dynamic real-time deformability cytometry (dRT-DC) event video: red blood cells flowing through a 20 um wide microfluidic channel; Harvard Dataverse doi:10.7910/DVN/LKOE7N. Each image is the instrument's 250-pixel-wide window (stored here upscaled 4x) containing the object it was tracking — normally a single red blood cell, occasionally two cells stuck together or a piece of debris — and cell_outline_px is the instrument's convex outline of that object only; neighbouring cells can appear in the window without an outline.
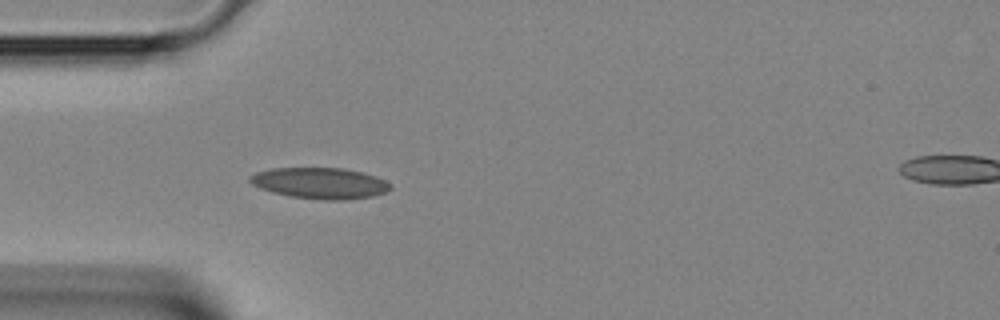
{"species": "Egyptian fruit bat (a non-hibernating species)", "species_latin": "Rousettus aegyptiacus", "temperature_condition": "room temperature", "stored_images_in_passage": 2, "segment_of_instrument_passage": [1, 2], "camera_frame_rate_fps": 3000, "um_per_image_px": 0.085, "animal": {"sex": "female"}, "frame": {"image": 1, "passage_image": 1, "time_ms": 0.0, "image_size_px": [1000, 320], "cell_outline_px": [[392, 188], [388, 192], [372, 196], [344, 200], [324, 200], [288, 196], [272, 192], [260, 188], [252, 184], [248, 180], [248, 176], [256, 172], [272, 168], [344, 168], [360, 172], [384, 180]], "centroid_in_image_um": [27.15, 15.57], "position_along_channel_um": 57.8, "area_um2": 25.37}}